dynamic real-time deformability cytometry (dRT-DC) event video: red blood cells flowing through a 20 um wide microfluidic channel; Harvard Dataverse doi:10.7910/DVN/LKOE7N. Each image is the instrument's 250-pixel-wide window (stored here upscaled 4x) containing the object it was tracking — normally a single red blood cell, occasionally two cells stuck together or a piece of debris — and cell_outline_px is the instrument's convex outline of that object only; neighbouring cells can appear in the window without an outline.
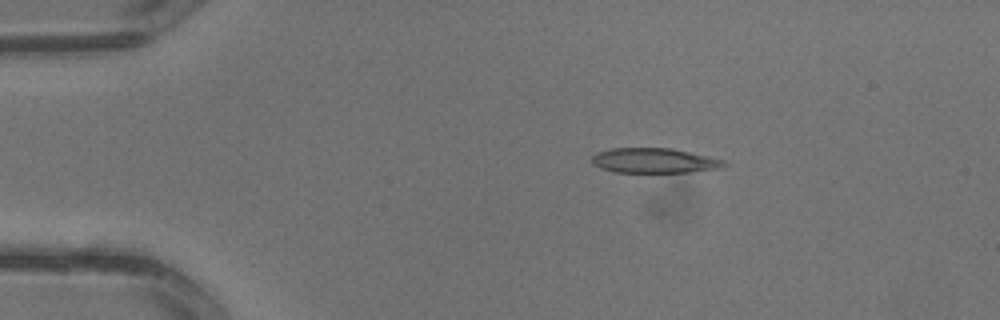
{"species": "common noctule bat (a hibernating species)", "species_latin": "Nyctalus noctula", "temperature_condition": "warm", "stored_images_in_passage": 3, "camera_frame_rate_fps": 3000, "um_per_image_px": 0.085, "animal": {"sex": "male", "body_mass_g": 13.3}, "frame": {"image": 1, "passage_image": 2, "time_ms": 0.333, "image_size_px": [1000, 320], "cell_outline_px": [[728, 164], [720, 168], [688, 172], [616, 172], [600, 168], [592, 164], [592, 156], [596, 152], [612, 148], [672, 148], [724, 160]], "centroid_in_image_um": [55.58, 13.65], "position_along_channel_um": 29.4, "area_um2": 19.13}}